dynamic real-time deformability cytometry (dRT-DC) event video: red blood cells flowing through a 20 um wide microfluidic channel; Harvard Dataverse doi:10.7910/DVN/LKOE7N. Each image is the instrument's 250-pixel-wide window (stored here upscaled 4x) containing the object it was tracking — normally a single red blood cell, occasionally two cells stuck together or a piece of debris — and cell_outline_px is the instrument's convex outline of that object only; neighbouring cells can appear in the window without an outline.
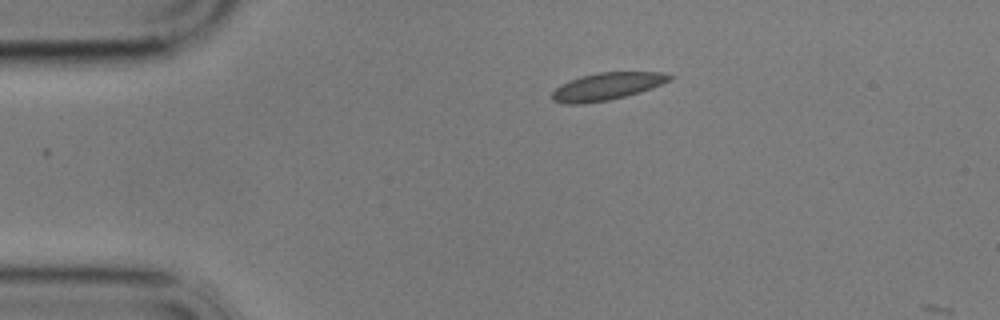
{"species": "common noctule bat (a hibernating species)", "species_latin": "Nyctalus noctula", "temperature_condition": "cold", "stored_images_in_passage": 3, "camera_frame_rate_fps": 3000, "um_per_image_px": 0.085, "animal": {"sex": "male", "body_mass_g": 17.9}, "frame": {"image": 1, "passage_image": 1, "time_ms": 0.0, "image_size_px": [1000, 320], "cell_outline_px": [[676, 76], [672, 80], [652, 88], [640, 92], [608, 100], [584, 104], [564, 104], [552, 100], [552, 92], [560, 84], [568, 80], [580, 76], [600, 72], [660, 72]], "centroid_in_image_um": [51.59, 7.34], "position_along_channel_um": 33.4, "area_um2": 18.9}}